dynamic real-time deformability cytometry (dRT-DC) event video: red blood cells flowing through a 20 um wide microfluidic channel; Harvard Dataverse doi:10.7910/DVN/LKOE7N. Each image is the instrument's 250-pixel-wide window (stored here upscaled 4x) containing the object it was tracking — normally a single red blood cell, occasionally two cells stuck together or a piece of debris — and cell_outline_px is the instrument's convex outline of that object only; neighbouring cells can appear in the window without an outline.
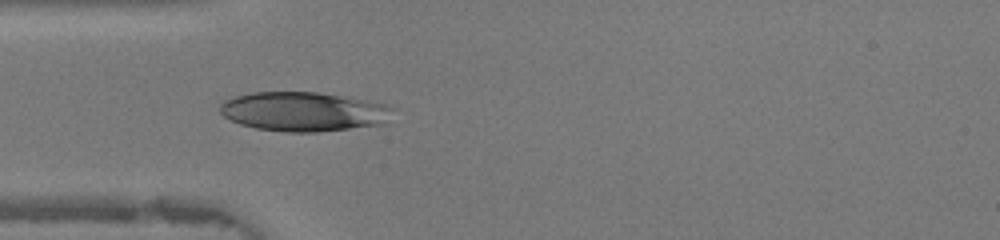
{"species": "human", "species_latin": "Homo sapiens", "temperature_condition": "warm", "stored_images_in_passage": 46, "camera_frame_rate_fps": 3000, "um_per_image_px": 0.085, "donor": {"sex": "female"}, "frame": {"image": 1, "passage_image": 13, "time_ms": 4.0, "image_size_px": [1000, 240], "cell_outline_px": [[392, 108], [384, 124], [316, 132], [284, 132], [256, 128], [240, 124], [224, 116], [220, 112], [220, 104], [224, 100], [236, 96], [252, 92], [316, 92], [388, 104]], "centroid_in_image_um": [25.76, 9.49], "position_along_channel_um": 59.2, "area_um2": 39.25}}
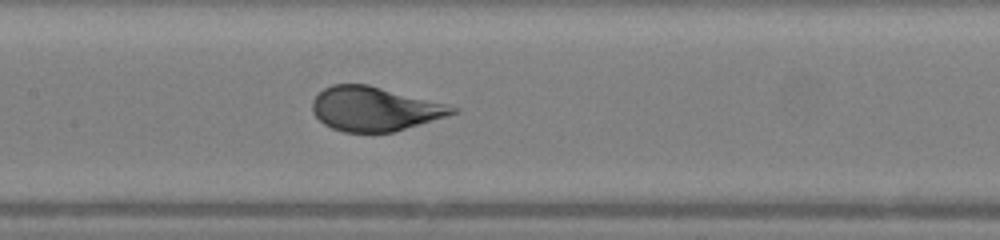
{"frame": {"image": 2, "passage_image": 21, "time_ms": 6.667, "image_size_px": [1000, 240], "cell_outline_px": [[460, 108], [456, 112], [444, 116], [392, 132], [344, 132], [332, 128], [324, 124], [312, 112], [312, 100], [324, 88], [332, 84], [368, 84]], "centroid_in_image_um": [31.77, 9.25], "position_along_channel_um": 175.6, "area_um2": 35.43}}
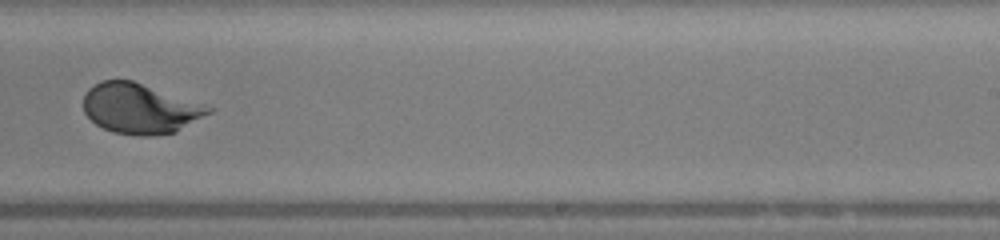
{"frame": {"image": 3, "passage_image": 28, "time_ms": 9.0, "image_size_px": [1000, 240], "cell_outline_px": [[216, 108], [212, 112], [176, 132], [156, 136], [136, 136], [112, 132], [96, 124], [84, 112], [84, 92], [88, 88], [104, 80], [132, 80]], "centroid_in_image_um": [11.92, 9.24], "position_along_channel_um": 277.1, "area_um2": 36.65}, "authors_computed_cell_mechanics": {"area_um2": 37.3966, "velocity_mm_per_s": 4.3704, "shape_relaxation_time_tau1_ms": 3.6305, "shape_relaxation_time_tau2_ms": null, "deformation_change_tau1": 0.215, "deformation_change_tau2": null}}